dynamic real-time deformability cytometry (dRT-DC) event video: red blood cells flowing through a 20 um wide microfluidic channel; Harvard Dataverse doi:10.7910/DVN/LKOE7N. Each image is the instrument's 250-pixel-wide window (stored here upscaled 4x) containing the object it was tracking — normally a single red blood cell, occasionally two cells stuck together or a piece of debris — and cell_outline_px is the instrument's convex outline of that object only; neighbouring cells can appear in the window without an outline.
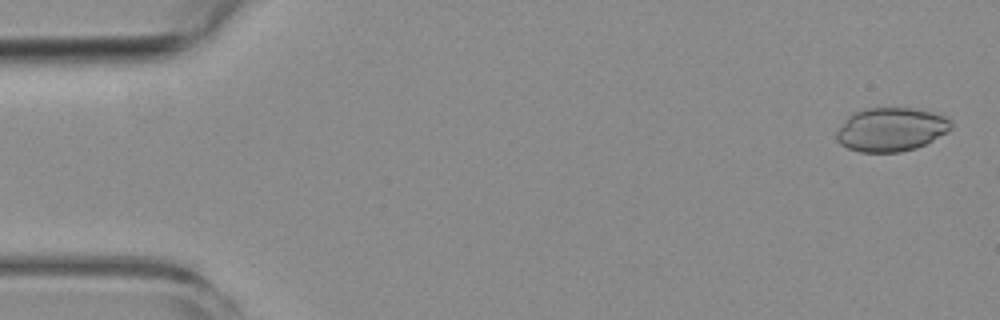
{"species": "common noctule bat (a hibernating species)", "species_latin": "Nyctalus noctula", "temperature_condition": "room temperature", "stored_images_in_passage": 3, "camera_frame_rate_fps": 3000, "um_per_image_px": 0.085, "animal": {"sex": "female", "body_mass_g": 19.3, "forearm_length_mm": 54.1}, "frame": {"image": 1, "passage_image": 1, "time_ms": 0.0, "image_size_px": [1000, 320], "cell_outline_px": [[952, 128], [948, 132], [916, 148], [900, 152], [860, 152], [848, 148], [840, 144], [836, 140], [836, 132], [848, 116], [852, 112], [864, 108], [912, 108], [932, 112], [944, 116], [952, 120]], "centroid_in_image_um": [75.73, 11.0], "position_along_channel_um": 9.3, "area_um2": 29.3}}